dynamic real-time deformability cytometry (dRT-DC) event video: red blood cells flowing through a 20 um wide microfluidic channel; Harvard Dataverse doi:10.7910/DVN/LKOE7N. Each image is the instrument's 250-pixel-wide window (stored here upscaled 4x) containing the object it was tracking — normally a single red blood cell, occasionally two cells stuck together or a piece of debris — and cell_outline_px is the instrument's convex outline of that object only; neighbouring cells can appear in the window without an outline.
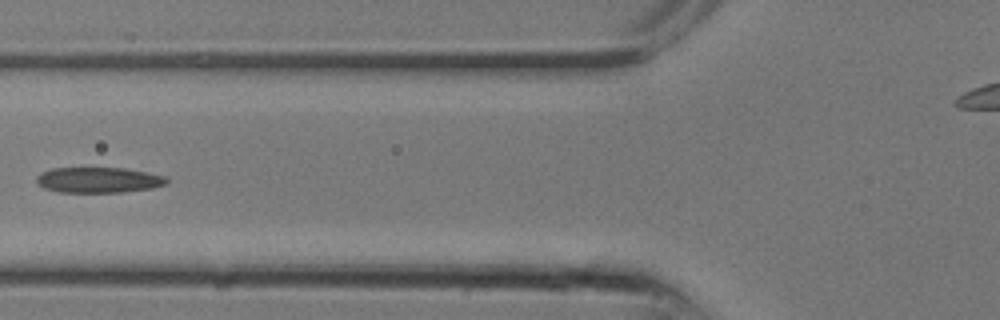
{"species": "common noctule bat (a hibernating species)", "species_latin": "Nyctalus noctula", "temperature_condition": "room temperature", "stored_images_in_passage": 14, "camera_frame_rate_fps": 3000, "um_per_image_px": 0.085, "animal": {"sex": "male", "body_mass_g": 13.3}, "frame": {"image": 1, "passage_image": 10, "time_ms": 3.0, "image_size_px": [1000, 320], "cell_outline_px": [[168, 184], [152, 188], [124, 192], [60, 192], [44, 188], [36, 180], [36, 176], [40, 172], [52, 168], [124, 168], [164, 176], [168, 180]], "centroid_in_image_um": [8.36, 15.3], "position_along_channel_um": 117.4, "area_um2": 19.31}}
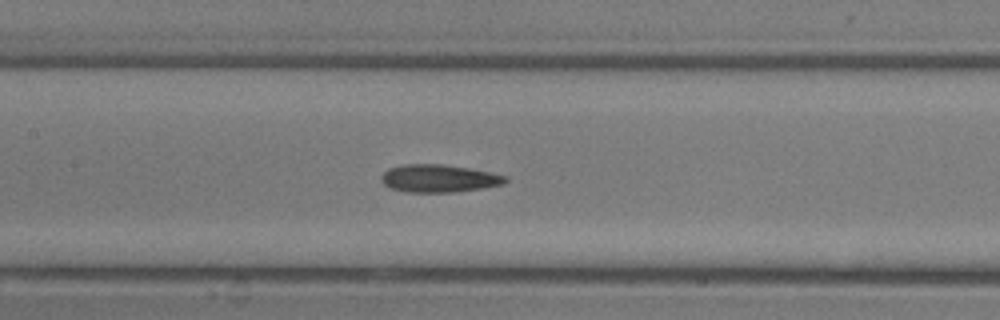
{"frame": {"image": 2, "passage_image": 12, "time_ms": 3.667, "image_size_px": [1000, 320], "cell_outline_px": [[508, 180], [504, 184], [484, 188], [456, 192], [408, 192], [392, 188], [384, 184], [380, 180], [380, 176], [388, 168], [404, 164], [440, 164], [468, 168], [508, 176]], "centroid_in_image_um": [37.31, 15.17], "position_along_channel_um": 170.1, "area_um2": 20.06}}
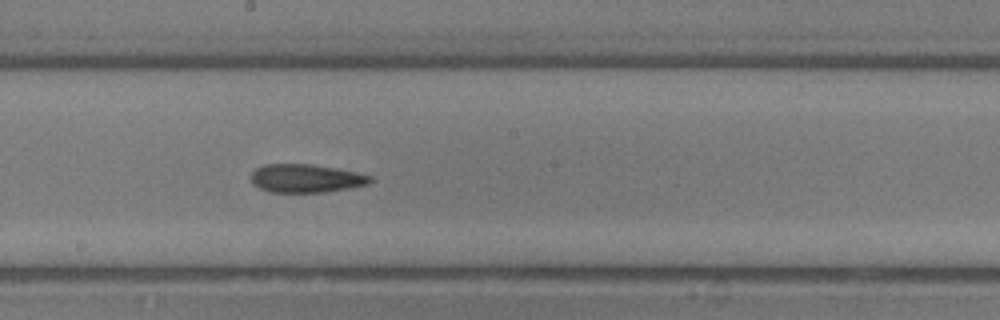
{"frame": {"image": 3, "passage_image": 14, "time_ms": 4.333, "image_size_px": [1000, 320], "cell_outline_px": [[372, 180], [368, 184], [348, 188], [324, 192], [268, 192], [252, 184], [252, 172], [256, 168], [264, 164], [312, 164], [336, 168], [356, 172], [372, 176]], "centroid_in_image_um": [25.99, 15.16], "position_along_channel_um": 222.2, "area_um2": 19.65}}